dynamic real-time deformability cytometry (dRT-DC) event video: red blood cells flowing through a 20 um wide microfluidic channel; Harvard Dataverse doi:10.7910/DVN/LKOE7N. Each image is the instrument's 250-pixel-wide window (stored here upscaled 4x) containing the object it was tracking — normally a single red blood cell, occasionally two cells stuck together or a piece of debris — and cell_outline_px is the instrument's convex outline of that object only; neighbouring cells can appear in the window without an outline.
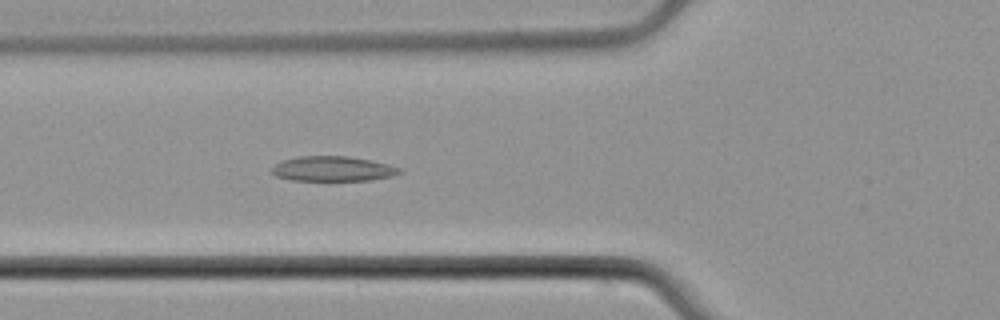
{"species": "common noctule bat (a hibernating species)", "species_latin": "Nyctalus noctula", "temperature_condition": "cold", "stored_images_in_passage": 5, "camera_frame_rate_fps": 3000, "um_per_image_px": 0.085, "animal": {"sex": "male", "body_mass_g": 21.5, "forearm_length_mm": 52.0}, "frame": {"image": 1, "passage_image": 5, "time_ms": 6.333, "image_size_px": [1000, 320], "cell_outline_px": [[400, 172], [392, 176], [368, 180], [328, 184], [292, 180], [276, 176], [272, 172], [272, 168], [280, 160], [296, 156], [348, 156], [388, 164], [400, 168]], "centroid_in_image_um": [28.22, 14.4], "position_along_channel_um": 97.6, "area_um2": 19.48}}